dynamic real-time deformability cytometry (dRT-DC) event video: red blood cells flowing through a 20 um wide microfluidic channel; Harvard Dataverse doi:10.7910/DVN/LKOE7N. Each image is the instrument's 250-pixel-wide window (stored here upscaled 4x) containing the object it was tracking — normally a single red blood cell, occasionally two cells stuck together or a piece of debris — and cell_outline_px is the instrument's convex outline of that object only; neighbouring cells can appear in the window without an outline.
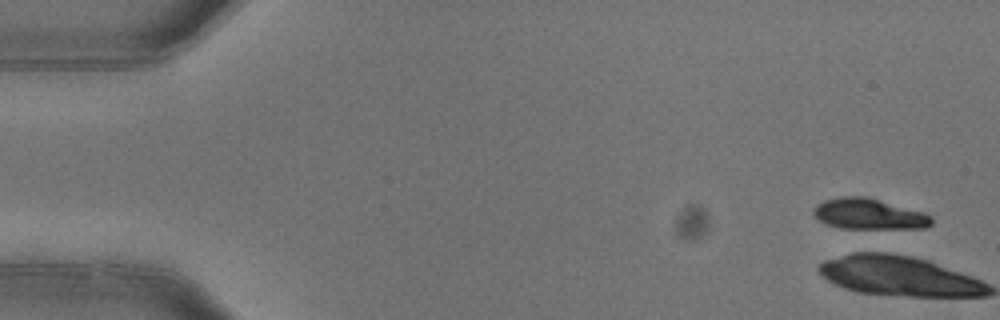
{"species": "common noctule bat (a hibernating species)", "species_latin": "Nyctalus noctula", "temperature_condition": "warm", "stored_images_in_passage": 2, "camera_frame_rate_fps": 3000, "um_per_image_px": 0.085, "animal": {"sex": "female"}, "frame": {"image": 1, "passage_image": 2, "time_ms": 0.333, "image_size_px": [1000, 320], "cell_outline_px": [[932, 224], [924, 228], [840, 228], [828, 224], [820, 220], [812, 212], [824, 200], [840, 196], [868, 196], [924, 212], [932, 216]], "centroid_in_image_um": [73.91, 18.18], "position_along_channel_um": 11.1, "area_um2": 21.04}}